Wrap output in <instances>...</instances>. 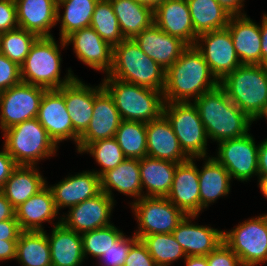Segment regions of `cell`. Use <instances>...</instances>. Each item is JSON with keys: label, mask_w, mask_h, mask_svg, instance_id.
<instances>
[{"label": "cell", "mask_w": 267, "mask_h": 266, "mask_svg": "<svg viewBox=\"0 0 267 266\" xmlns=\"http://www.w3.org/2000/svg\"><path fill=\"white\" fill-rule=\"evenodd\" d=\"M17 28L15 0H0V34Z\"/></svg>", "instance_id": "c3c4849f"}, {"label": "cell", "mask_w": 267, "mask_h": 266, "mask_svg": "<svg viewBox=\"0 0 267 266\" xmlns=\"http://www.w3.org/2000/svg\"><path fill=\"white\" fill-rule=\"evenodd\" d=\"M114 138L126 158L147 156L146 123L122 120Z\"/></svg>", "instance_id": "8d00e7d4"}, {"label": "cell", "mask_w": 267, "mask_h": 266, "mask_svg": "<svg viewBox=\"0 0 267 266\" xmlns=\"http://www.w3.org/2000/svg\"><path fill=\"white\" fill-rule=\"evenodd\" d=\"M261 34V65L267 67V15L264 14L260 26Z\"/></svg>", "instance_id": "816d5d0a"}, {"label": "cell", "mask_w": 267, "mask_h": 266, "mask_svg": "<svg viewBox=\"0 0 267 266\" xmlns=\"http://www.w3.org/2000/svg\"><path fill=\"white\" fill-rule=\"evenodd\" d=\"M178 163L146 156L139 159L142 188H147L148 197H167Z\"/></svg>", "instance_id": "f546056e"}, {"label": "cell", "mask_w": 267, "mask_h": 266, "mask_svg": "<svg viewBox=\"0 0 267 266\" xmlns=\"http://www.w3.org/2000/svg\"><path fill=\"white\" fill-rule=\"evenodd\" d=\"M165 103L163 114L172 125L183 152L193 159L207 157V134L196 106L190 101Z\"/></svg>", "instance_id": "ba28073f"}, {"label": "cell", "mask_w": 267, "mask_h": 266, "mask_svg": "<svg viewBox=\"0 0 267 266\" xmlns=\"http://www.w3.org/2000/svg\"><path fill=\"white\" fill-rule=\"evenodd\" d=\"M114 199L105 192L70 207L67 217L61 222L69 229L80 234L111 225L110 214Z\"/></svg>", "instance_id": "9a60e30c"}, {"label": "cell", "mask_w": 267, "mask_h": 266, "mask_svg": "<svg viewBox=\"0 0 267 266\" xmlns=\"http://www.w3.org/2000/svg\"><path fill=\"white\" fill-rule=\"evenodd\" d=\"M186 266H208L206 256H186Z\"/></svg>", "instance_id": "11a10c76"}, {"label": "cell", "mask_w": 267, "mask_h": 266, "mask_svg": "<svg viewBox=\"0 0 267 266\" xmlns=\"http://www.w3.org/2000/svg\"><path fill=\"white\" fill-rule=\"evenodd\" d=\"M90 27L112 47H115L125 39L110 0H98L91 18Z\"/></svg>", "instance_id": "74e56055"}, {"label": "cell", "mask_w": 267, "mask_h": 266, "mask_svg": "<svg viewBox=\"0 0 267 266\" xmlns=\"http://www.w3.org/2000/svg\"><path fill=\"white\" fill-rule=\"evenodd\" d=\"M197 36L226 28L231 17L216 0H187Z\"/></svg>", "instance_id": "836d02e7"}, {"label": "cell", "mask_w": 267, "mask_h": 266, "mask_svg": "<svg viewBox=\"0 0 267 266\" xmlns=\"http://www.w3.org/2000/svg\"><path fill=\"white\" fill-rule=\"evenodd\" d=\"M57 213L52 192L46 185L15 208V218L22 231H44L41 222H50Z\"/></svg>", "instance_id": "4316f807"}, {"label": "cell", "mask_w": 267, "mask_h": 266, "mask_svg": "<svg viewBox=\"0 0 267 266\" xmlns=\"http://www.w3.org/2000/svg\"><path fill=\"white\" fill-rule=\"evenodd\" d=\"M218 85L202 54L195 46H188L166 70L163 99L165 102H189L188 98L194 96L195 100Z\"/></svg>", "instance_id": "6da1fadb"}, {"label": "cell", "mask_w": 267, "mask_h": 266, "mask_svg": "<svg viewBox=\"0 0 267 266\" xmlns=\"http://www.w3.org/2000/svg\"><path fill=\"white\" fill-rule=\"evenodd\" d=\"M122 121L114 100L101 86L94 88V108L92 119L86 131L79 137L77 150L81 151L90 143L114 138Z\"/></svg>", "instance_id": "5bb4252c"}, {"label": "cell", "mask_w": 267, "mask_h": 266, "mask_svg": "<svg viewBox=\"0 0 267 266\" xmlns=\"http://www.w3.org/2000/svg\"><path fill=\"white\" fill-rule=\"evenodd\" d=\"M17 166L18 165L4 146V150L0 152V189L4 186L6 180L11 176V173Z\"/></svg>", "instance_id": "681fc988"}, {"label": "cell", "mask_w": 267, "mask_h": 266, "mask_svg": "<svg viewBox=\"0 0 267 266\" xmlns=\"http://www.w3.org/2000/svg\"><path fill=\"white\" fill-rule=\"evenodd\" d=\"M200 190V211L214 202L218 197L227 195L230 191L229 172L219 164L214 157L208 158L201 171L198 169Z\"/></svg>", "instance_id": "d6a6232c"}, {"label": "cell", "mask_w": 267, "mask_h": 266, "mask_svg": "<svg viewBox=\"0 0 267 266\" xmlns=\"http://www.w3.org/2000/svg\"><path fill=\"white\" fill-rule=\"evenodd\" d=\"M45 182L35 166L18 165L0 191L17 208L47 185Z\"/></svg>", "instance_id": "4dcf8cb0"}, {"label": "cell", "mask_w": 267, "mask_h": 266, "mask_svg": "<svg viewBox=\"0 0 267 266\" xmlns=\"http://www.w3.org/2000/svg\"><path fill=\"white\" fill-rule=\"evenodd\" d=\"M125 39H133L154 23L153 9L134 0H110Z\"/></svg>", "instance_id": "1f68e13d"}, {"label": "cell", "mask_w": 267, "mask_h": 266, "mask_svg": "<svg viewBox=\"0 0 267 266\" xmlns=\"http://www.w3.org/2000/svg\"><path fill=\"white\" fill-rule=\"evenodd\" d=\"M15 218V208L0 191V222Z\"/></svg>", "instance_id": "f907efd6"}, {"label": "cell", "mask_w": 267, "mask_h": 266, "mask_svg": "<svg viewBox=\"0 0 267 266\" xmlns=\"http://www.w3.org/2000/svg\"><path fill=\"white\" fill-rule=\"evenodd\" d=\"M208 266H243L240 258L222 242L206 256Z\"/></svg>", "instance_id": "bcb514c9"}, {"label": "cell", "mask_w": 267, "mask_h": 266, "mask_svg": "<svg viewBox=\"0 0 267 266\" xmlns=\"http://www.w3.org/2000/svg\"><path fill=\"white\" fill-rule=\"evenodd\" d=\"M229 14L240 15L244 0H216Z\"/></svg>", "instance_id": "db71d44e"}, {"label": "cell", "mask_w": 267, "mask_h": 266, "mask_svg": "<svg viewBox=\"0 0 267 266\" xmlns=\"http://www.w3.org/2000/svg\"><path fill=\"white\" fill-rule=\"evenodd\" d=\"M134 1L144 4L154 9L162 0H134Z\"/></svg>", "instance_id": "6f0895ef"}, {"label": "cell", "mask_w": 267, "mask_h": 266, "mask_svg": "<svg viewBox=\"0 0 267 266\" xmlns=\"http://www.w3.org/2000/svg\"><path fill=\"white\" fill-rule=\"evenodd\" d=\"M258 150L254 139L247 133L245 136L219 142L218 158L221 164L235 179L247 181L258 175Z\"/></svg>", "instance_id": "4fadbf2b"}, {"label": "cell", "mask_w": 267, "mask_h": 266, "mask_svg": "<svg viewBox=\"0 0 267 266\" xmlns=\"http://www.w3.org/2000/svg\"><path fill=\"white\" fill-rule=\"evenodd\" d=\"M61 61L54 38L39 37L20 66L21 80L46 90H58L76 78L70 69L66 78L60 80Z\"/></svg>", "instance_id": "8992f818"}, {"label": "cell", "mask_w": 267, "mask_h": 266, "mask_svg": "<svg viewBox=\"0 0 267 266\" xmlns=\"http://www.w3.org/2000/svg\"><path fill=\"white\" fill-rule=\"evenodd\" d=\"M123 235L114 225L82 233L84 258L91 254L100 258Z\"/></svg>", "instance_id": "b9f144b4"}, {"label": "cell", "mask_w": 267, "mask_h": 266, "mask_svg": "<svg viewBox=\"0 0 267 266\" xmlns=\"http://www.w3.org/2000/svg\"><path fill=\"white\" fill-rule=\"evenodd\" d=\"M86 151L103 167L100 172H96L99 176L110 169L116 168L126 159L115 138L103 139L90 143L81 152Z\"/></svg>", "instance_id": "60d3db41"}, {"label": "cell", "mask_w": 267, "mask_h": 266, "mask_svg": "<svg viewBox=\"0 0 267 266\" xmlns=\"http://www.w3.org/2000/svg\"><path fill=\"white\" fill-rule=\"evenodd\" d=\"M227 28L241 64L261 65L260 26L240 14L231 15Z\"/></svg>", "instance_id": "603a6c76"}, {"label": "cell", "mask_w": 267, "mask_h": 266, "mask_svg": "<svg viewBox=\"0 0 267 266\" xmlns=\"http://www.w3.org/2000/svg\"><path fill=\"white\" fill-rule=\"evenodd\" d=\"M137 239L135 235H133L132 238H126L123 234L119 240L100 257L101 262L103 260V266H124L130 246Z\"/></svg>", "instance_id": "ee69618b"}, {"label": "cell", "mask_w": 267, "mask_h": 266, "mask_svg": "<svg viewBox=\"0 0 267 266\" xmlns=\"http://www.w3.org/2000/svg\"><path fill=\"white\" fill-rule=\"evenodd\" d=\"M195 217L185 216L172 235L186 256H207L223 242V231L189 223V218Z\"/></svg>", "instance_id": "cb8c5ba5"}, {"label": "cell", "mask_w": 267, "mask_h": 266, "mask_svg": "<svg viewBox=\"0 0 267 266\" xmlns=\"http://www.w3.org/2000/svg\"><path fill=\"white\" fill-rule=\"evenodd\" d=\"M154 24L162 31L194 46L197 35L193 28L187 0H162L154 9Z\"/></svg>", "instance_id": "ac0fdd59"}, {"label": "cell", "mask_w": 267, "mask_h": 266, "mask_svg": "<svg viewBox=\"0 0 267 266\" xmlns=\"http://www.w3.org/2000/svg\"><path fill=\"white\" fill-rule=\"evenodd\" d=\"M147 156L183 163L190 158L180 147L172 125L164 114L146 123Z\"/></svg>", "instance_id": "44dd1931"}, {"label": "cell", "mask_w": 267, "mask_h": 266, "mask_svg": "<svg viewBox=\"0 0 267 266\" xmlns=\"http://www.w3.org/2000/svg\"><path fill=\"white\" fill-rule=\"evenodd\" d=\"M18 27L39 37H52L57 23V0H15Z\"/></svg>", "instance_id": "484cf974"}, {"label": "cell", "mask_w": 267, "mask_h": 266, "mask_svg": "<svg viewBox=\"0 0 267 266\" xmlns=\"http://www.w3.org/2000/svg\"><path fill=\"white\" fill-rule=\"evenodd\" d=\"M101 191L112 197V188L129 195L143 197L139 159L126 158L116 168L104 172L100 176Z\"/></svg>", "instance_id": "f1b7e54d"}, {"label": "cell", "mask_w": 267, "mask_h": 266, "mask_svg": "<svg viewBox=\"0 0 267 266\" xmlns=\"http://www.w3.org/2000/svg\"><path fill=\"white\" fill-rule=\"evenodd\" d=\"M39 38L33 32L17 28L0 34V53L21 66Z\"/></svg>", "instance_id": "ab89813d"}, {"label": "cell", "mask_w": 267, "mask_h": 266, "mask_svg": "<svg viewBox=\"0 0 267 266\" xmlns=\"http://www.w3.org/2000/svg\"><path fill=\"white\" fill-rule=\"evenodd\" d=\"M103 81L102 85L112 96L122 120L147 123L163 114L165 104L163 91L124 82L110 76Z\"/></svg>", "instance_id": "5b68a950"}, {"label": "cell", "mask_w": 267, "mask_h": 266, "mask_svg": "<svg viewBox=\"0 0 267 266\" xmlns=\"http://www.w3.org/2000/svg\"><path fill=\"white\" fill-rule=\"evenodd\" d=\"M132 207L139 221V230L134 234L138 239L152 234L172 233L186 216L166 197L143 196Z\"/></svg>", "instance_id": "30bf717a"}, {"label": "cell", "mask_w": 267, "mask_h": 266, "mask_svg": "<svg viewBox=\"0 0 267 266\" xmlns=\"http://www.w3.org/2000/svg\"><path fill=\"white\" fill-rule=\"evenodd\" d=\"M265 116L267 118V107L264 109L263 113L260 115L259 118Z\"/></svg>", "instance_id": "680465c9"}, {"label": "cell", "mask_w": 267, "mask_h": 266, "mask_svg": "<svg viewBox=\"0 0 267 266\" xmlns=\"http://www.w3.org/2000/svg\"><path fill=\"white\" fill-rule=\"evenodd\" d=\"M219 85L252 121L267 107V67L263 65L242 64L226 75Z\"/></svg>", "instance_id": "277c9868"}, {"label": "cell", "mask_w": 267, "mask_h": 266, "mask_svg": "<svg viewBox=\"0 0 267 266\" xmlns=\"http://www.w3.org/2000/svg\"><path fill=\"white\" fill-rule=\"evenodd\" d=\"M166 71L148 57L134 39L113 47L112 67L107 76L156 91L165 87Z\"/></svg>", "instance_id": "3957f363"}, {"label": "cell", "mask_w": 267, "mask_h": 266, "mask_svg": "<svg viewBox=\"0 0 267 266\" xmlns=\"http://www.w3.org/2000/svg\"><path fill=\"white\" fill-rule=\"evenodd\" d=\"M98 0H57V21H61V39L71 33L90 27L91 18ZM65 7L60 20L59 8Z\"/></svg>", "instance_id": "d590c367"}, {"label": "cell", "mask_w": 267, "mask_h": 266, "mask_svg": "<svg viewBox=\"0 0 267 266\" xmlns=\"http://www.w3.org/2000/svg\"><path fill=\"white\" fill-rule=\"evenodd\" d=\"M50 190L57 211L61 207L75 206L102 192L100 176L95 171L68 176L55 186H51Z\"/></svg>", "instance_id": "d4e9b609"}, {"label": "cell", "mask_w": 267, "mask_h": 266, "mask_svg": "<svg viewBox=\"0 0 267 266\" xmlns=\"http://www.w3.org/2000/svg\"><path fill=\"white\" fill-rule=\"evenodd\" d=\"M4 137V146L17 165L34 166L54 154L57 147L37 118L4 130Z\"/></svg>", "instance_id": "52a82bcc"}, {"label": "cell", "mask_w": 267, "mask_h": 266, "mask_svg": "<svg viewBox=\"0 0 267 266\" xmlns=\"http://www.w3.org/2000/svg\"><path fill=\"white\" fill-rule=\"evenodd\" d=\"M258 175H267V139L259 145Z\"/></svg>", "instance_id": "f5cc1de1"}, {"label": "cell", "mask_w": 267, "mask_h": 266, "mask_svg": "<svg viewBox=\"0 0 267 266\" xmlns=\"http://www.w3.org/2000/svg\"><path fill=\"white\" fill-rule=\"evenodd\" d=\"M198 168L193 158L177 165L167 199L186 216L200 213V190Z\"/></svg>", "instance_id": "e0dca14e"}, {"label": "cell", "mask_w": 267, "mask_h": 266, "mask_svg": "<svg viewBox=\"0 0 267 266\" xmlns=\"http://www.w3.org/2000/svg\"><path fill=\"white\" fill-rule=\"evenodd\" d=\"M52 266H80L84 259L82 236L61 221L47 236Z\"/></svg>", "instance_id": "83f0119b"}, {"label": "cell", "mask_w": 267, "mask_h": 266, "mask_svg": "<svg viewBox=\"0 0 267 266\" xmlns=\"http://www.w3.org/2000/svg\"><path fill=\"white\" fill-rule=\"evenodd\" d=\"M198 40L204 42L205 46L199 44ZM194 46L219 82L242 65L227 27L199 35Z\"/></svg>", "instance_id": "7c38bea8"}, {"label": "cell", "mask_w": 267, "mask_h": 266, "mask_svg": "<svg viewBox=\"0 0 267 266\" xmlns=\"http://www.w3.org/2000/svg\"><path fill=\"white\" fill-rule=\"evenodd\" d=\"M46 231H22L17 241L16 258L23 266H52Z\"/></svg>", "instance_id": "e575fe53"}, {"label": "cell", "mask_w": 267, "mask_h": 266, "mask_svg": "<svg viewBox=\"0 0 267 266\" xmlns=\"http://www.w3.org/2000/svg\"><path fill=\"white\" fill-rule=\"evenodd\" d=\"M45 88L21 81L0 93V127L4 131L37 118Z\"/></svg>", "instance_id": "8fae6325"}, {"label": "cell", "mask_w": 267, "mask_h": 266, "mask_svg": "<svg viewBox=\"0 0 267 266\" xmlns=\"http://www.w3.org/2000/svg\"><path fill=\"white\" fill-rule=\"evenodd\" d=\"M21 232L17 219L0 222V261L16 258L17 241Z\"/></svg>", "instance_id": "7bdbcfd3"}, {"label": "cell", "mask_w": 267, "mask_h": 266, "mask_svg": "<svg viewBox=\"0 0 267 266\" xmlns=\"http://www.w3.org/2000/svg\"><path fill=\"white\" fill-rule=\"evenodd\" d=\"M37 120L56 145L62 140L74 139L70 114L67 111L64 96L58 90H47L44 93Z\"/></svg>", "instance_id": "ffe728a7"}, {"label": "cell", "mask_w": 267, "mask_h": 266, "mask_svg": "<svg viewBox=\"0 0 267 266\" xmlns=\"http://www.w3.org/2000/svg\"><path fill=\"white\" fill-rule=\"evenodd\" d=\"M21 81L20 66L0 53V93Z\"/></svg>", "instance_id": "f6af8a7d"}, {"label": "cell", "mask_w": 267, "mask_h": 266, "mask_svg": "<svg viewBox=\"0 0 267 266\" xmlns=\"http://www.w3.org/2000/svg\"><path fill=\"white\" fill-rule=\"evenodd\" d=\"M193 104L208 138L221 142L248 133L252 120L229 99L220 85L197 97Z\"/></svg>", "instance_id": "7a4b0ae2"}, {"label": "cell", "mask_w": 267, "mask_h": 266, "mask_svg": "<svg viewBox=\"0 0 267 266\" xmlns=\"http://www.w3.org/2000/svg\"><path fill=\"white\" fill-rule=\"evenodd\" d=\"M73 43L74 52L78 59L95 70H106L107 74L112 67L113 47L91 27L82 28L61 39L62 48Z\"/></svg>", "instance_id": "2e32d148"}, {"label": "cell", "mask_w": 267, "mask_h": 266, "mask_svg": "<svg viewBox=\"0 0 267 266\" xmlns=\"http://www.w3.org/2000/svg\"><path fill=\"white\" fill-rule=\"evenodd\" d=\"M223 242L240 258L243 266L267 261V214L251 218L230 232H223Z\"/></svg>", "instance_id": "9c48e42d"}, {"label": "cell", "mask_w": 267, "mask_h": 266, "mask_svg": "<svg viewBox=\"0 0 267 266\" xmlns=\"http://www.w3.org/2000/svg\"><path fill=\"white\" fill-rule=\"evenodd\" d=\"M124 266H156L144 243L137 239L131 246Z\"/></svg>", "instance_id": "7dc6e473"}, {"label": "cell", "mask_w": 267, "mask_h": 266, "mask_svg": "<svg viewBox=\"0 0 267 266\" xmlns=\"http://www.w3.org/2000/svg\"><path fill=\"white\" fill-rule=\"evenodd\" d=\"M140 240L146 246L156 266H169L173 261L186 257L172 233L147 235Z\"/></svg>", "instance_id": "f35d334b"}, {"label": "cell", "mask_w": 267, "mask_h": 266, "mask_svg": "<svg viewBox=\"0 0 267 266\" xmlns=\"http://www.w3.org/2000/svg\"><path fill=\"white\" fill-rule=\"evenodd\" d=\"M259 187L267 198V175H259Z\"/></svg>", "instance_id": "9f6ffc18"}, {"label": "cell", "mask_w": 267, "mask_h": 266, "mask_svg": "<svg viewBox=\"0 0 267 266\" xmlns=\"http://www.w3.org/2000/svg\"><path fill=\"white\" fill-rule=\"evenodd\" d=\"M64 96L67 111L74 129V141L78 145L79 137L86 131L94 108V88L83 84L77 77L58 89Z\"/></svg>", "instance_id": "7402d4cb"}, {"label": "cell", "mask_w": 267, "mask_h": 266, "mask_svg": "<svg viewBox=\"0 0 267 266\" xmlns=\"http://www.w3.org/2000/svg\"><path fill=\"white\" fill-rule=\"evenodd\" d=\"M140 49L165 71L180 57L188 45L180 38L162 31L154 23L134 38Z\"/></svg>", "instance_id": "d6986e66"}]
</instances>
